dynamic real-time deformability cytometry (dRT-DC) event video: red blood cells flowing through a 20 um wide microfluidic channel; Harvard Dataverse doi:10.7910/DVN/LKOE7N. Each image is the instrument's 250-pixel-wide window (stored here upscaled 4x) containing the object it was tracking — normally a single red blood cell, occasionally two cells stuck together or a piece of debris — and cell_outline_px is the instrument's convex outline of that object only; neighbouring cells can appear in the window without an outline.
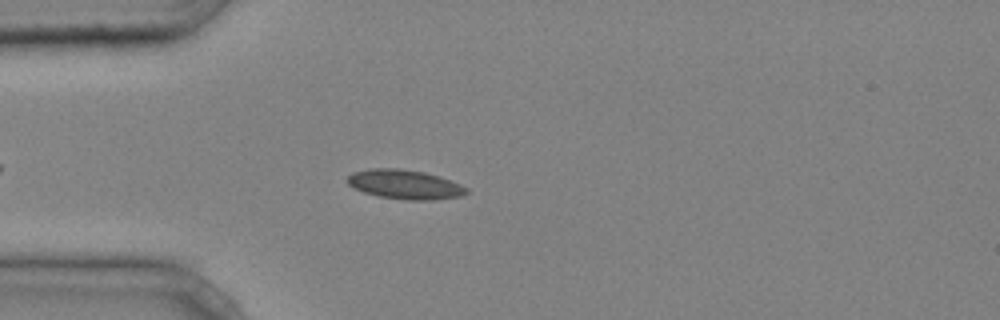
{"species": "common noctule bat (a hibernating species)", "species_latin": "Nyctalus noctula", "temperature_condition": "cold", "stored_images_in_passage": 39, "camera_frame_rate_fps": 3000, "um_per_image_px": 0.085, "animal": {"sex": "male", "body_mass_g": 20.4}, "frame": {"image": 1, "passage_image": 7, "time_ms": 2.0, "image_size_px": [1000, 320], "cell_outline_px": [[468, 192], [460, 196], [436, 200], [408, 200], [380, 196], [364, 192], [352, 188], [348, 184], [348, 176], [352, 172], [368, 168], [400, 168], [424, 172], [440, 176], [460, 184], [468, 188]], "centroid_in_image_um": [34.41, 15.67], "position_along_channel_um": 50.6, "area_um2": 20.46}}
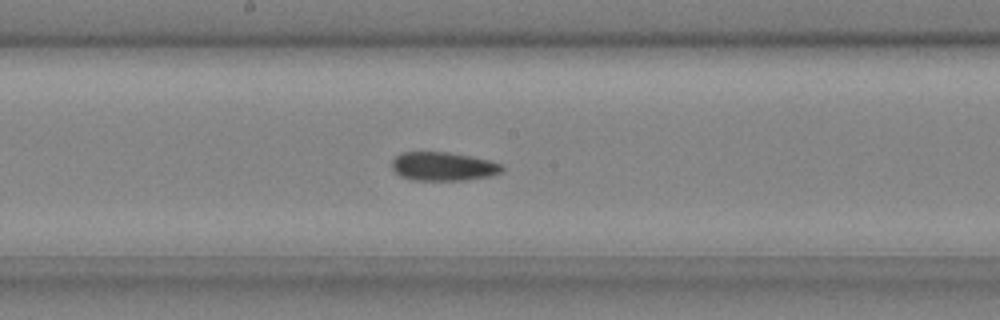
{"frame": {"image": 2, "passage_image": 19, "time_ms": 6.0, "image_size_px": [1000, 320], "cell_outline_px": [[504, 168], [500, 172], [492, 176], [464, 180], [412, 180], [400, 176], [392, 168], [392, 160], [400, 152], [448, 152], [488, 160], [504, 164]], "centroid_in_image_um": [37.67, 14.15], "position_along_channel_um": 210.5, "area_um2": 18.44}}
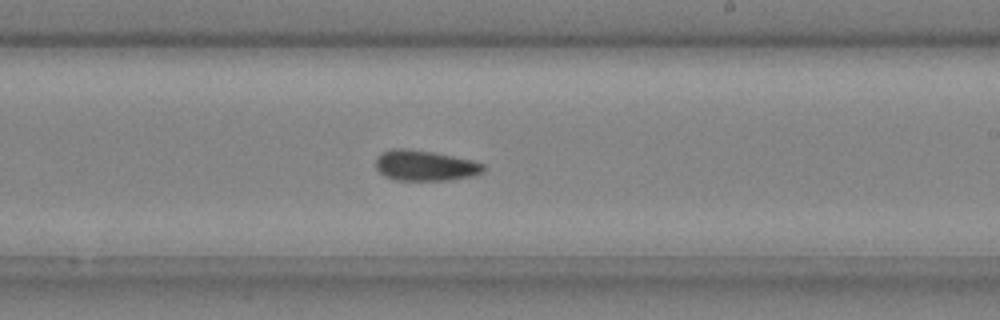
{"frame": {"image": 3, "passage_image": 22, "time_ms": 7.0, "image_size_px": [1000, 320], "cell_outline_px": [[484, 172], [472, 176], [448, 180], [396, 180], [384, 176], [376, 168], [376, 156], [392, 148], [404, 148], [432, 152], [472, 160], [484, 164]], "centroid_in_image_um": [36.11, 14.07], "position_along_channel_um": 252.9, "area_um2": 19.07}, "authors_computed_cell_mechanics": {"area_um2": 18.8428, "velocity_mm_per_s": 4.24, "shape_relaxation_time_tau1_ms": 11.328, "shape_relaxation_time_tau2_ms": 3.6082, "deformation_change_tau1": 0.1917, "deformation_change_tau2": 0.0844}}